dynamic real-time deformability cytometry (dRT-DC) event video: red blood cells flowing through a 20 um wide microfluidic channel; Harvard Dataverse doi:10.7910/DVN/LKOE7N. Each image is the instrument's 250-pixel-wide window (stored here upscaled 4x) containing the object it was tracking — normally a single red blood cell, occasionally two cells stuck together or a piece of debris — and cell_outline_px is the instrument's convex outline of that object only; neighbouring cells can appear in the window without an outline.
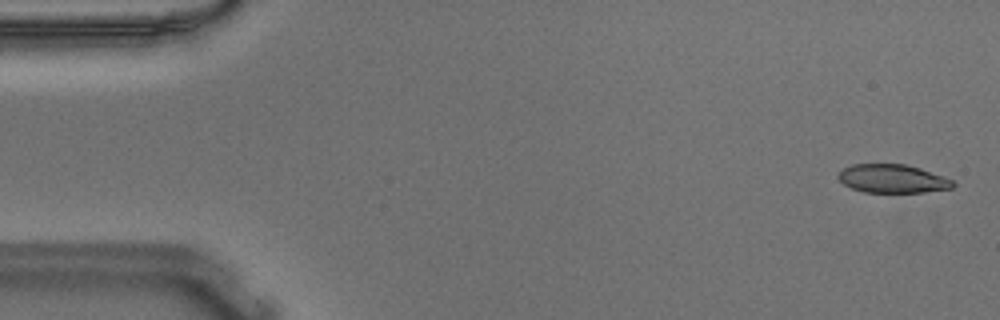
{"species": "Egyptian fruit bat (a non-hibernating species)", "species_latin": "Rousettus aegyptiacus", "temperature_condition": "warm", "stored_images_in_passage": 55, "camera_frame_rate_fps": 3000, "um_per_image_px": 0.085, "animal": {"sex": "male"}, "frame": {"image": 1, "passage_image": 2, "time_ms": 0.333, "image_size_px": [1000, 320], "cell_outline_px": [[956, 184], [952, 188], [924, 192], [864, 192], [852, 188], [844, 184], [836, 176], [844, 168], [852, 164], [904, 164], [920, 168], [944, 176], [952, 180]], "centroid_in_image_um": [75.87, 15.18], "position_along_channel_um": 9.1, "area_um2": 18.96}}
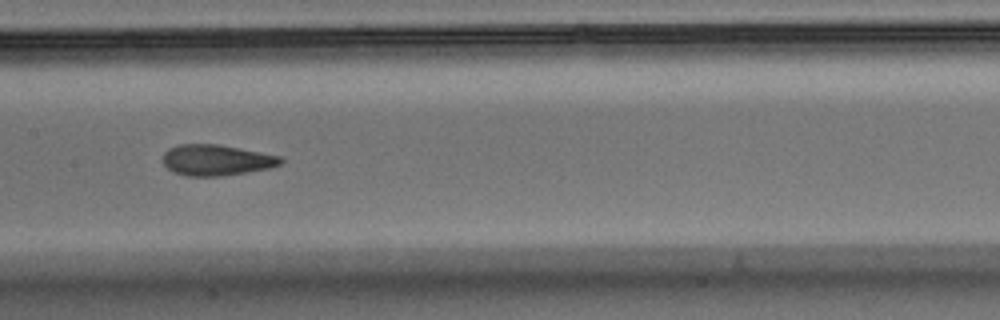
{"frame": {"image": 2, "passage_image": 27, "time_ms": 8.667, "image_size_px": [1000, 320], "cell_outline_px": [[284, 160], [280, 164], [268, 168], [248, 172], [224, 176], [184, 176], [172, 172], [164, 164], [164, 152], [168, 148], [180, 144], [216, 144], [240, 148], [280, 156]], "centroid_in_image_um": [18.37, 13.61], "position_along_channel_um": 189.0, "area_um2": 21.21}}
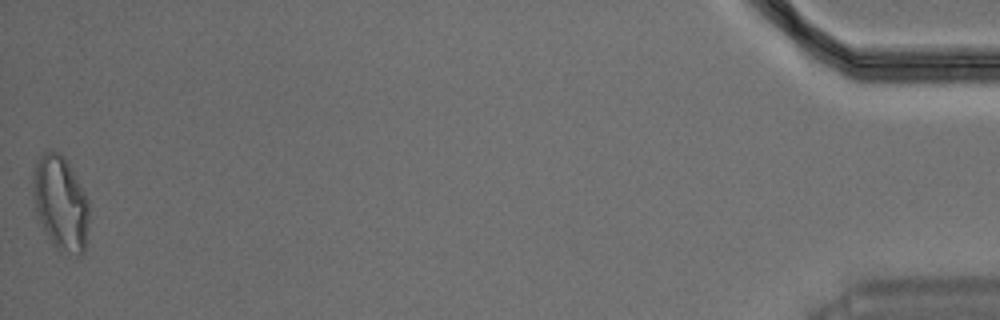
{"frame": {"image": 3, "passage_image": 55, "time_ms": 18.0, "image_size_px": [1000, 320], "cell_outline_px": [[88, 220], [84, 252], [80, 256], [76, 256], [60, 252], [52, 244], [36, 212], [32, 192], [32, 172], [40, 156], [44, 152], [60, 152], [68, 160], [88, 200]], "centroid_in_image_um": [5.15, 17.27], "position_along_channel_um": 430.1, "area_um2": 30.92}, "authors_computed_cell_mechanics": {"area_um2": 21.2126, "velocity_mm_per_s": 3.6407, "shape_relaxation_time_tau1_ms": 8.6976, "shape_relaxation_time_tau2_ms": 1.6984, "deformation_change_tau1": 0.2124, "deformation_change_tau2": 0.0814}}